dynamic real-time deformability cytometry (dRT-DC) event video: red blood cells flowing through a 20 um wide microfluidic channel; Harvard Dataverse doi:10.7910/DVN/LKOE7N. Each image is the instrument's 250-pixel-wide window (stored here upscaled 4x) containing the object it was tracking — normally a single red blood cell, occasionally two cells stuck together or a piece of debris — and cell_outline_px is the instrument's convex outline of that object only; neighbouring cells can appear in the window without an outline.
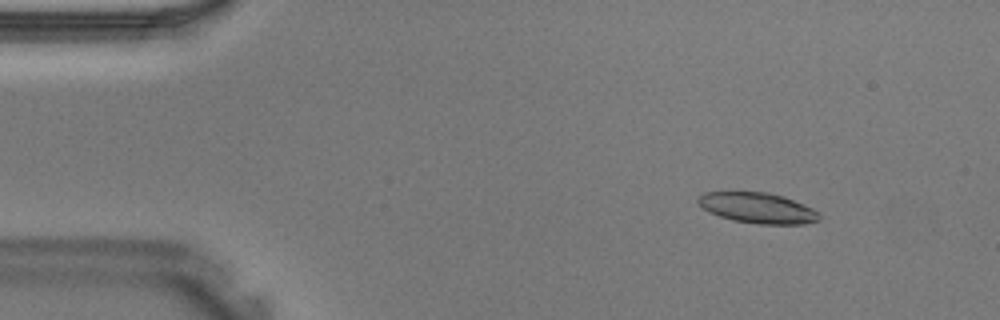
{"species": "Egyptian fruit bat (a non-hibernating species)", "species_latin": "Rousettus aegyptiacus", "temperature_condition": "warm", "stored_images_in_passage": 36, "camera_frame_rate_fps": 3000, "um_per_image_px": 0.085, "animal": {"sex": "male"}, "frame": {"image": 1, "passage_image": 1, "time_ms": 0.0, "image_size_px": [1000, 320], "cell_outline_px": [[820, 220], [804, 224], [760, 224], [732, 220], [708, 212], [696, 200], [704, 192], [768, 192], [784, 196], [804, 204], [820, 212]], "centroid_in_image_um": [64.44, 17.67], "position_along_channel_um": 20.6, "area_um2": 21.62}}
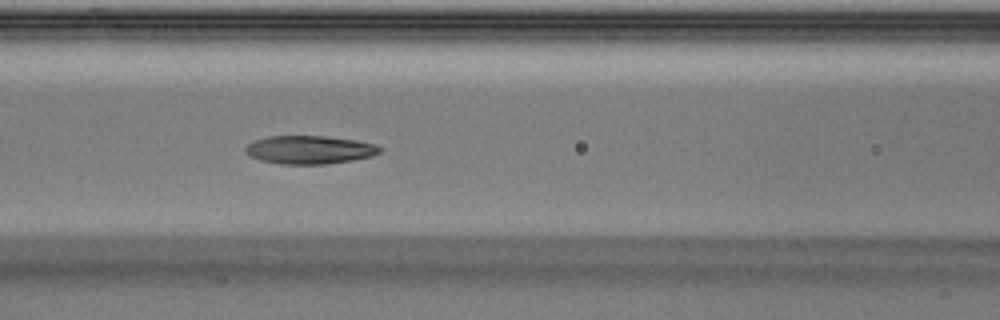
{"frame": {"image": 2, "passage_image": 13, "time_ms": 4.0, "image_size_px": [1000, 320], "cell_outline_px": [[380, 152], [372, 156], [352, 160], [328, 164], [280, 164], [260, 160], [244, 152], [244, 148], [248, 144], [256, 140], [268, 136], [324, 136], [356, 140], [376, 144], [380, 148]], "centroid_in_image_um": [26.3, 12.73], "position_along_channel_um": 140.3, "area_um2": 22.08}}
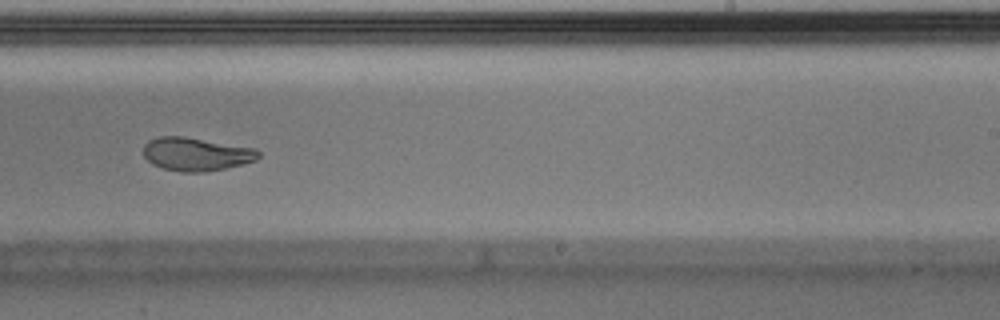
{"frame": {"image": 3, "passage_image": 21, "time_ms": 6.667, "image_size_px": [1000, 320], "cell_outline_px": [[260, 156], [256, 160], [244, 164], [224, 168], [200, 172], [184, 172], [164, 168], [152, 164], [144, 156], [144, 144], [148, 140], [160, 136], [184, 136], [256, 148], [260, 152]], "centroid_in_image_um": [16.69, 13.08], "position_along_channel_um": 272.3, "area_um2": 22.31}}